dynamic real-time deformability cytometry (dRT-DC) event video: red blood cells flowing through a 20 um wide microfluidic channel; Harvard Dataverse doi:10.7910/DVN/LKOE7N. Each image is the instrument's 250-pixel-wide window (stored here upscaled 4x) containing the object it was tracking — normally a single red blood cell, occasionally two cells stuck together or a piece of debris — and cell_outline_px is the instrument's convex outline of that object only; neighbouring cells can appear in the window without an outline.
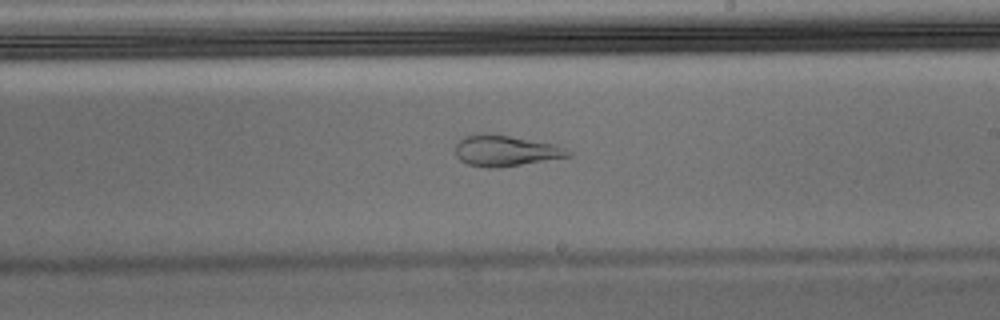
{"species": "Egyptian fruit bat (a non-hibernating species)", "species_latin": "Rousettus aegyptiacus", "temperature_condition": "warm", "stored_images_in_passage": 46, "camera_frame_rate_fps": 3000, "um_per_image_px": 0.085, "animal": {"sex": "male"}, "frame": {"image": 1, "passage_image": 27, "time_ms": 8.667, "image_size_px": [1000, 320], "cell_outline_px": [[572, 156], [496, 168], [488, 168], [468, 164], [460, 160], [456, 156], [456, 144], [464, 136], [476, 132], [488, 132], [556, 144], [572, 152]], "centroid_in_image_um": [42.94, 12.79], "position_along_channel_um": 246.1, "area_um2": 20.52}}